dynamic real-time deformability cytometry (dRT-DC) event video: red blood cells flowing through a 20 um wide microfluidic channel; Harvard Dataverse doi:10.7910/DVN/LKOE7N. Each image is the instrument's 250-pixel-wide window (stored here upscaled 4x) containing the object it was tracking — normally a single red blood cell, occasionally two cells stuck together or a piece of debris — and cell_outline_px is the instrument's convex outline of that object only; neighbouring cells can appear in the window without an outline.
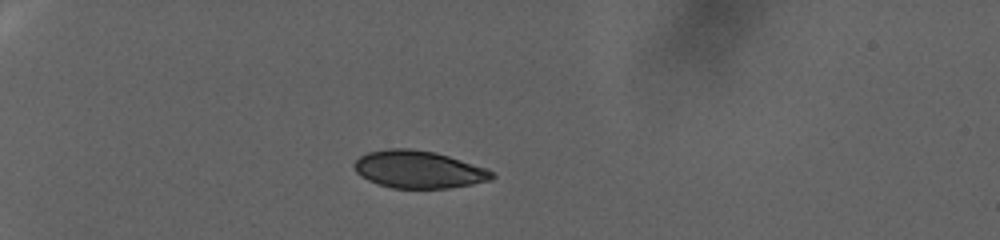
{"species": "human", "species_latin": "Homo sapiens", "temperature_condition": "warm", "stored_images_in_passage": 67, "camera_frame_rate_fps": 3000, "um_per_image_px": 0.085, "donor": {"sex": "female"}, "frame": {"image": 1, "passage_image": 1, "time_ms": 0.0, "image_size_px": [1000, 240], "cell_outline_px": [[496, 176], [492, 180], [472, 184], [448, 188], [392, 188], [368, 180], [360, 176], [356, 172], [352, 164], [360, 156], [368, 152], [388, 148], [408, 148], [436, 152], [488, 168]], "centroid_in_image_um": [35.59, 14.4], "position_along_channel_um": 49.4, "area_um2": 30.23}}
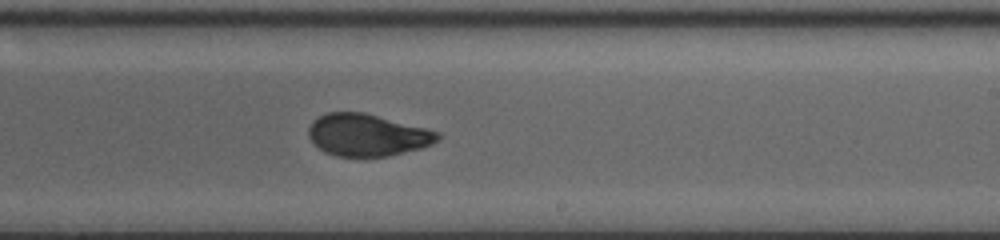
{"frame": {"image": 2, "passage_image": 36, "time_ms": 11.667, "image_size_px": [1000, 240], "cell_outline_px": [[440, 136], [432, 144], [420, 148], [388, 156], [336, 156], [324, 152], [308, 136], [308, 128], [312, 120], [328, 112], [364, 112], [440, 132]], "centroid_in_image_um": [31.2, 11.47], "position_along_channel_um": 257.8, "area_um2": 31.39}}
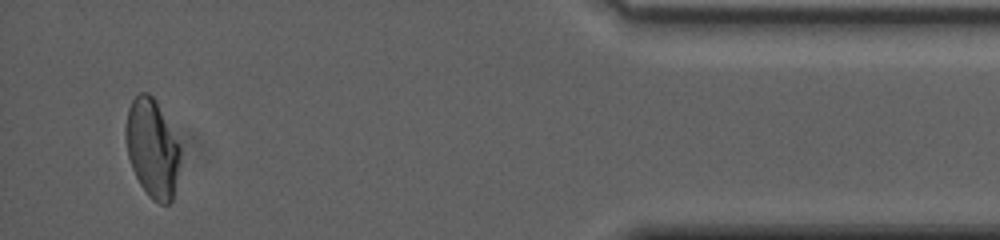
{"frame": {"image": 3, "passage_image": 64, "time_ms": 21.0, "image_size_px": [1000, 240], "cell_outline_px": [[180, 160], [172, 200], [168, 204], [160, 204], [152, 200], [148, 196], [140, 184], [132, 168], [128, 156], [124, 136], [124, 128], [128, 108], [132, 100], [140, 92], [148, 92], [156, 100], [180, 144]], "centroid_in_image_um": [12.92, 12.59], "position_along_channel_um": 422.3, "area_um2": 31.5}}